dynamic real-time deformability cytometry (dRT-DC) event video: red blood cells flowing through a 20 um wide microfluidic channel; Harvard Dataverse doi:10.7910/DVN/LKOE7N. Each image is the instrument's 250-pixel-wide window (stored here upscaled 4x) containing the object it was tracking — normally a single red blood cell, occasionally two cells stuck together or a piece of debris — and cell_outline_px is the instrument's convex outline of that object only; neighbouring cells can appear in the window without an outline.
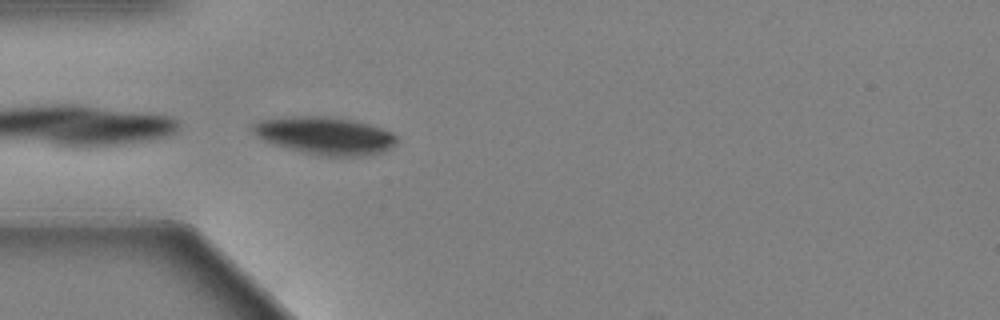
{"species": "Egyptian fruit bat (a non-hibernating species)", "species_latin": "Rousettus aegyptiacus", "temperature_condition": "warm", "stored_images_in_passage": 8, "camera_frame_rate_fps": 3000, "um_per_image_px": 0.085, "animal": {"sex": "female"}, "frame": {"image": 1, "passage_image": 1, "time_ms": 0.0, "image_size_px": [1000, 320], "cell_outline_px": [[396, 144], [392, 148], [384, 152], [364, 156], [320, 156], [272, 144], [256, 136], [252, 132], [252, 124], [260, 120], [304, 116], [324, 116], [352, 120], [368, 124], [392, 132], [396, 136]], "centroid_in_image_um": [27.65, 11.55], "position_along_channel_um": 57.4, "area_um2": 31.44}}
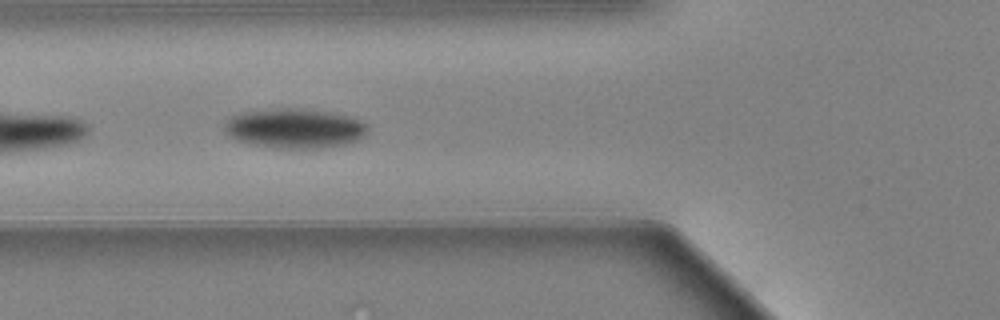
{"frame": {"image": 2, "passage_image": 5, "time_ms": 1.333, "image_size_px": [1000, 320], "cell_outline_px": [[368, 132], [364, 136], [356, 140], [344, 144], [324, 148], [272, 148], [252, 144], [236, 140], [228, 136], [224, 128], [224, 124], [232, 116], [240, 112], [276, 108], [300, 108], [348, 116], [360, 120], [368, 124]], "centroid_in_image_um": [25.02, 10.91], "position_along_channel_um": 100.8, "area_um2": 33.18}}